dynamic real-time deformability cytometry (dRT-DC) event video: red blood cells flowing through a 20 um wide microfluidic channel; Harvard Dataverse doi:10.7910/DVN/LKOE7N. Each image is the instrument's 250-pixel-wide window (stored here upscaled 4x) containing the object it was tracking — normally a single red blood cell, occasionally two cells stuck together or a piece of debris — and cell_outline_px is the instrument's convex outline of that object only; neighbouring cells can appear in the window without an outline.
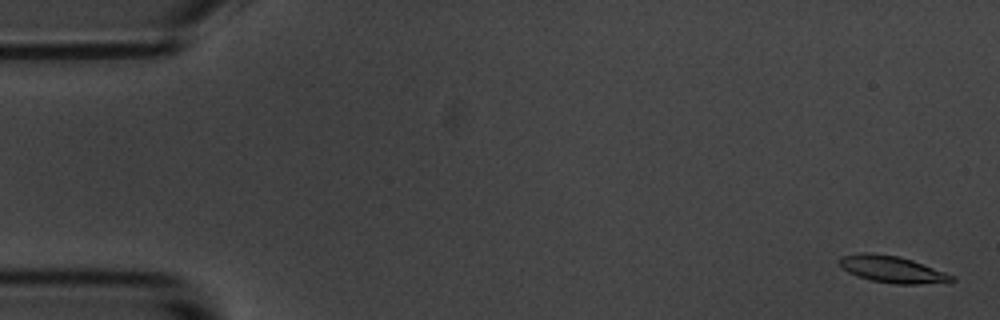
{"species": "common noctule bat (a hibernating species)", "species_latin": "Nyctalus noctula", "temperature_condition": "room temperature", "stored_images_in_passage": 5, "camera_frame_rate_fps": 3000, "um_per_image_px": 0.085, "animal": {"sex": "male", "body_mass_g": 20.1, "forearm_length_mm": 53.5}, "frame": {"image": 1, "passage_image": 1, "time_ms": 0.0, "image_size_px": [1000, 320], "cell_outline_px": [[956, 280], [920, 284], [892, 284], [872, 280], [856, 276], [848, 272], [840, 264], [840, 260], [844, 256], [860, 252], [868, 252], [900, 256], [912, 260], [944, 272], [952, 276]], "centroid_in_image_um": [75.8, 22.88], "position_along_channel_um": 9.2, "area_um2": 17.17}}